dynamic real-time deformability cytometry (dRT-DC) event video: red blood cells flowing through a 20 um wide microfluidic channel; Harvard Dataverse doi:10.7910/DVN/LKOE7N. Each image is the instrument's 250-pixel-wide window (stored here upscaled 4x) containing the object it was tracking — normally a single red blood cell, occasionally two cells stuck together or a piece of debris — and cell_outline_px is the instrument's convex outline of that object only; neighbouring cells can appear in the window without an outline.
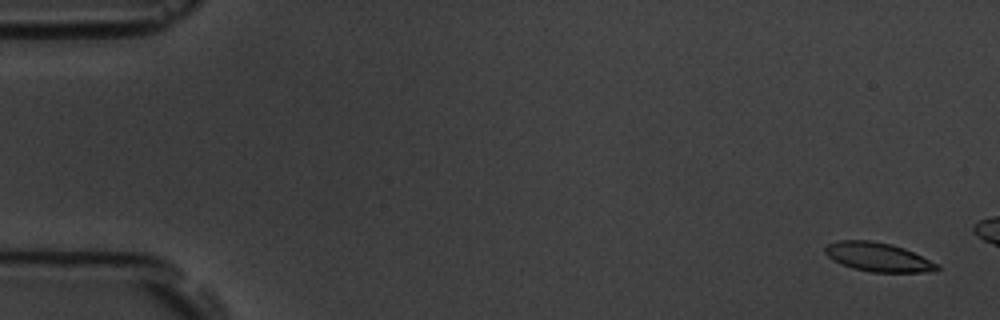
{"species": "common noctule bat (a hibernating species)", "species_latin": "Nyctalus noctula", "temperature_condition": "room temperature", "stored_images_in_passage": 4, "camera_frame_rate_fps": 3000, "um_per_image_px": 0.085, "animal": {"sex": "male", "body_mass_g": 19.5, "forearm_length_mm": 54.6}, "frame": {"image": 1, "passage_image": 1, "time_ms": 0.0, "image_size_px": [1000, 320], "cell_outline_px": [[940, 268], [936, 272], [872, 272], [852, 268], [840, 264], [832, 260], [824, 252], [824, 248], [828, 244], [836, 240], [872, 240], [892, 244], [904, 248], [936, 264]], "centroid_in_image_um": [74.58, 21.84], "position_along_channel_um": 10.4, "area_um2": 18.9}}